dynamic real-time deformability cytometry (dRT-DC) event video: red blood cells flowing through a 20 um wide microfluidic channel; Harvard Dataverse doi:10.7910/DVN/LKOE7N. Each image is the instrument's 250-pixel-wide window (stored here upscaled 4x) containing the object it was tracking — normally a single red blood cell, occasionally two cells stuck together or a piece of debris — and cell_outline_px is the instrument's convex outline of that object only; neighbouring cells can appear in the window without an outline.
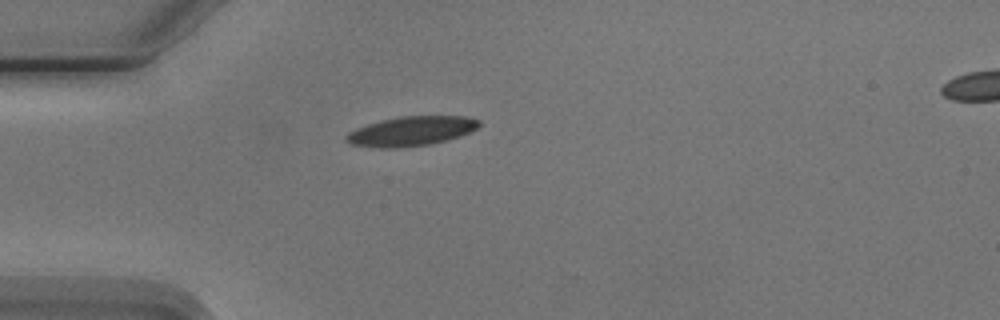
{"species": "Egyptian fruit bat (a non-hibernating species)", "species_latin": "Rousettus aegyptiacus", "temperature_condition": "cold", "stored_images_in_passage": 2, "segment_of_instrument_passage": [1, 2], "camera_frame_rate_fps": 3000, "um_per_image_px": 0.085, "animal": {"sex": "male"}, "frame": {"image": 1, "passage_image": 1, "time_ms": 0.0, "image_size_px": [1000, 320], "cell_outline_px": [[480, 124], [476, 128], [468, 132], [444, 140], [428, 144], [400, 148], [380, 148], [352, 144], [344, 140], [356, 128], [368, 124], [400, 116], [468, 116], [480, 120]], "centroid_in_image_um": [34.96, 11.14], "position_along_channel_um": 50.0, "area_um2": 22.31}}